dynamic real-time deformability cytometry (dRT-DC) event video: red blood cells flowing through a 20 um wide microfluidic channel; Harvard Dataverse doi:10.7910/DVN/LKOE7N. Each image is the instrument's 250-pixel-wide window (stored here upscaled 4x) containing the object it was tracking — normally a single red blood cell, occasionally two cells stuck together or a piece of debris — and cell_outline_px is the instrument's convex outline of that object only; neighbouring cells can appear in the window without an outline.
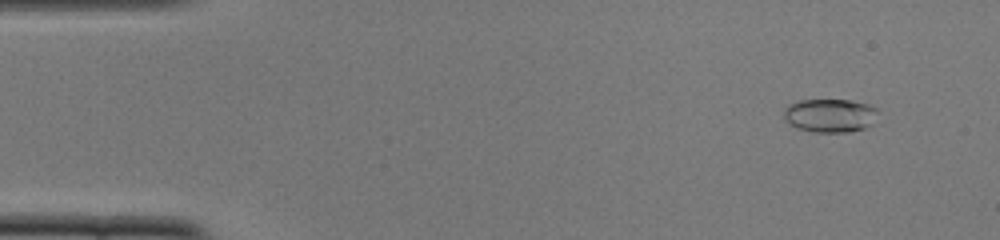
{"species": "common noctule bat (a hibernating species)", "species_latin": "Nyctalus noctula", "temperature_condition": "cold", "stored_images_in_passage": 48, "camera_frame_rate_fps": 3000, "um_per_image_px": 0.085, "animal": {"sex": "female", "body_mass_g": 22.0, "forearm_length_mm": 56.7}, "frame": {"image": 1, "passage_image": 1, "time_ms": 0.0, "image_size_px": [1000, 240], "cell_outline_px": [[876, 112], [872, 124], [864, 128], [848, 132], [812, 132], [796, 128], [788, 124], [784, 120], [784, 108], [788, 104], [800, 100], [852, 100], [868, 104], [876, 108]], "centroid_in_image_um": [70.49, 9.82], "position_along_channel_um": 14.5, "area_um2": 18.5}}
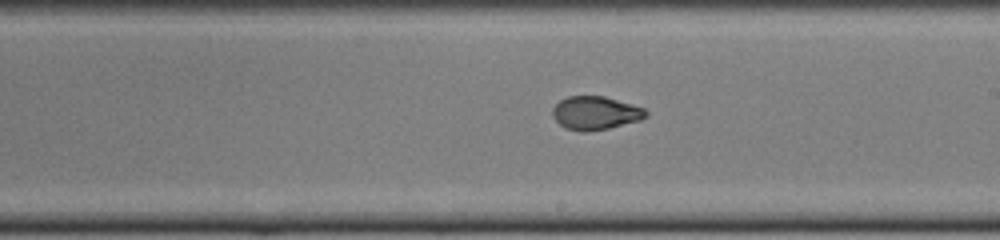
{"frame": {"image": 2, "passage_image": 26, "time_ms": 8.333, "image_size_px": [1000, 240], "cell_outline_px": [[648, 116], [640, 120], [608, 128], [584, 132], [580, 132], [564, 128], [552, 116], [552, 108], [560, 100], [568, 96], [604, 96], [644, 108], [648, 112]], "centroid_in_image_um": [50.59, 9.61], "position_along_channel_um": 238.4, "area_um2": 18.15}}
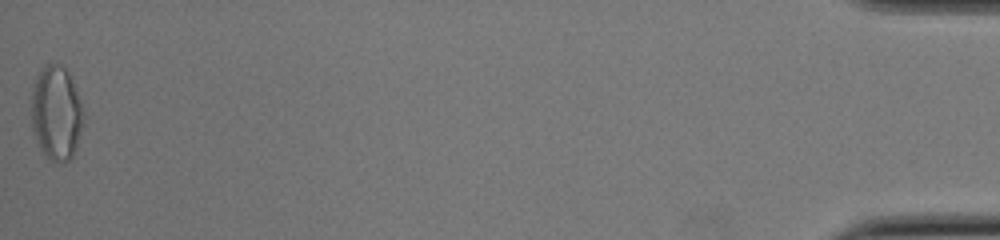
{"frame": {"image": 3, "passage_image": 48, "time_ms": 15.667, "image_size_px": [1000, 240], "cell_outline_px": [[84, 124], [76, 148], [72, 156], [64, 164], [60, 164], [48, 160], [40, 148], [32, 128], [32, 88], [36, 76], [40, 68], [44, 64], [60, 64], [72, 76], [84, 116]], "centroid_in_image_um": [4.79, 9.62], "position_along_channel_um": 430.4, "area_um2": 29.02}, "authors_computed_cell_mechanics": {"area_um2": 18.5249, "velocity_mm_per_s": 3.9188, "shape_relaxation_time_tau1_ms": 6.9908, "shape_relaxation_time_tau2_ms": 0.983, "deformation_change_tau1": 0.2282, "deformation_change_tau2": 0.0485}}